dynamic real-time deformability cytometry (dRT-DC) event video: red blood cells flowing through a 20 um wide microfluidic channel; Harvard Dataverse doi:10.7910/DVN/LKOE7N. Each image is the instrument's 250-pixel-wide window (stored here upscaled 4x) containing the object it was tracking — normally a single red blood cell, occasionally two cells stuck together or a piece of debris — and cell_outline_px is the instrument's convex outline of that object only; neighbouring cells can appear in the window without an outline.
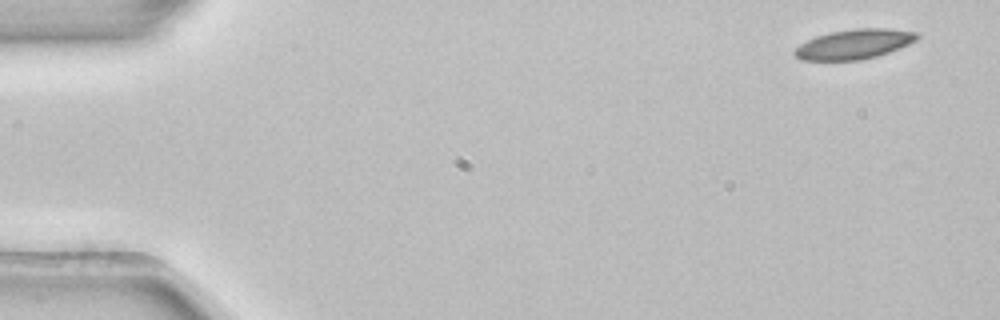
{"species": "common noctule bat (a hibernating species)", "species_latin": "Nyctalus noctula", "temperature_condition": "room temperature", "stored_images_in_passage": 3, "camera_frame_rate_fps": 3000, "um_per_image_px": 0.085, "animal": {"sex": "female", "body_mass_g": 22.7, "forearm_length_mm": 54.2}, "frame": {"image": 1, "passage_image": 1, "time_ms": 0.0, "image_size_px": [1000, 320], "cell_outline_px": [[920, 36], [916, 40], [908, 44], [888, 52], [876, 56], [860, 60], [800, 60], [792, 52], [800, 44], [816, 36], [832, 32], [856, 28], [888, 28], [920, 32]], "centroid_in_image_um": [72.62, 3.74], "position_along_channel_um": 12.4, "area_um2": 21.15}}